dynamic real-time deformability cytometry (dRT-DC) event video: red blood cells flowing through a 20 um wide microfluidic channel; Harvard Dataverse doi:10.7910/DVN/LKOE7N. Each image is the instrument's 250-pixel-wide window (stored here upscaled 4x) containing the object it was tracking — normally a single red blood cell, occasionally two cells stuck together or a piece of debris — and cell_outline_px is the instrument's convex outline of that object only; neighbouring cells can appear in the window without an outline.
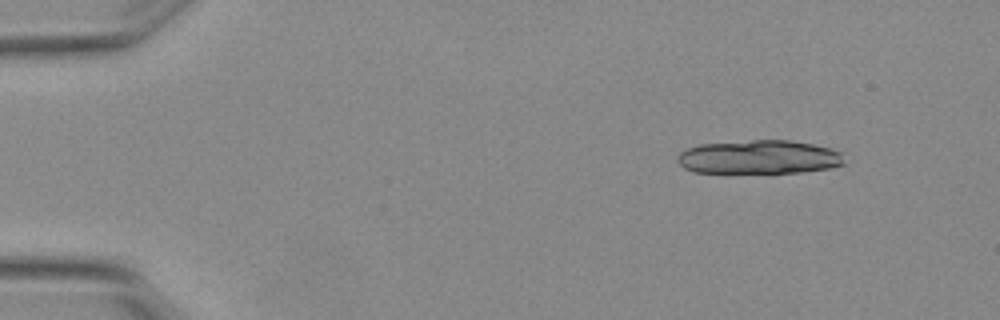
{"species": "Egyptian fruit bat (a non-hibernating species)", "species_latin": "Rousettus aegyptiacus", "temperature_condition": "warm", "stored_images_in_passage": 5, "camera_frame_rate_fps": 3000, "um_per_image_px": 0.085, "animal": {"sex": "female"}, "frame": {"image": 1, "passage_image": 1, "time_ms": 0.0, "image_size_px": [1000, 320], "cell_outline_px": [[844, 164], [832, 168], [772, 176], [696, 172], [684, 168], [676, 160], [676, 156], [680, 152], [688, 148], [700, 144], [752, 140], [792, 140], [832, 148], [844, 152]], "centroid_in_image_um": [64.56, 13.4], "position_along_channel_um": 20.4, "area_um2": 34.51}}